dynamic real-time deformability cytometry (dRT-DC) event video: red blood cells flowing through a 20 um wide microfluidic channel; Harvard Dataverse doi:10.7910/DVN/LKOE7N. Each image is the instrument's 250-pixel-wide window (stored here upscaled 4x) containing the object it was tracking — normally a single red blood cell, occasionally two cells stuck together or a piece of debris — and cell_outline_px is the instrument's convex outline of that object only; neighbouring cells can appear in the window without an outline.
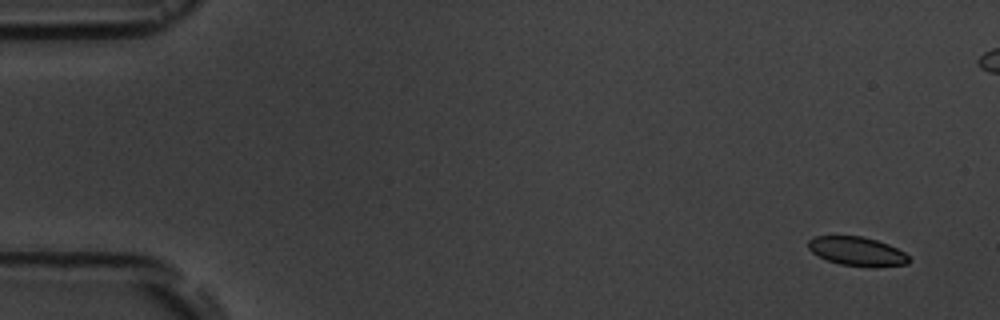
{"species": "common noctule bat (a hibernating species)", "species_latin": "Nyctalus noctula", "temperature_condition": "room temperature", "stored_images_in_passage": 6, "camera_frame_rate_fps": 3000, "um_per_image_px": 0.085, "animal": {"sex": "male", "body_mass_g": 19.5, "forearm_length_mm": 54.6}, "frame": {"image": 1, "passage_image": 1, "time_ms": 0.0, "image_size_px": [1000, 320], "cell_outline_px": [[908, 264], [876, 268], [868, 268], [840, 264], [828, 260], [812, 252], [808, 248], [808, 240], [812, 236], [860, 236], [876, 240], [888, 244], [904, 252], [908, 256]], "centroid_in_image_um": [72.86, 21.38], "position_along_channel_um": 12.1, "area_um2": 17.11}}